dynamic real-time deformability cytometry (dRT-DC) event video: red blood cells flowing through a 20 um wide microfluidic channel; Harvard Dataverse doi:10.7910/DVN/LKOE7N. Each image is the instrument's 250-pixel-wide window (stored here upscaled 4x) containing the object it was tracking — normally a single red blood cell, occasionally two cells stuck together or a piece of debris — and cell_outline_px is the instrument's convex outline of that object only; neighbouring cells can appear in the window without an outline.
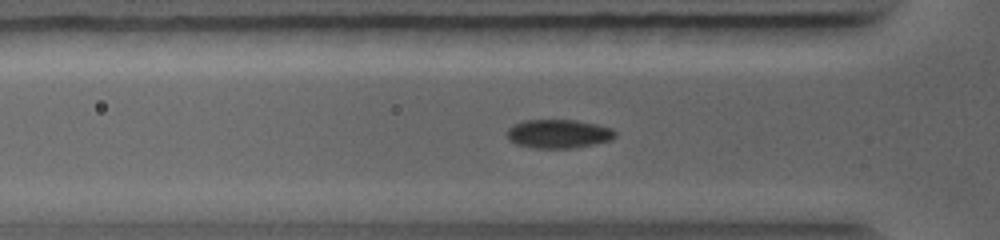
{"species": "common noctule bat (a hibernating species)", "species_latin": "Nyctalus noctula", "temperature_condition": "warm", "stored_images_in_passage": 32, "camera_frame_rate_fps": 5000, "um_per_image_px": 0.085, "animal": {"sex": "female", "body_mass_g": 19.0, "forearm_length_mm": 56.7}, "frame": {"image": 1, "passage_image": 8, "time_ms": 2.6, "image_size_px": [1000, 240], "cell_outline_px": [[616, 136], [612, 140], [572, 148], [536, 148], [516, 144], [508, 140], [508, 128], [524, 120], [576, 120], [596, 124], [612, 128], [616, 132]], "centroid_in_image_um": [47.49, 11.37], "position_along_channel_um": 78.3, "area_um2": 18.03}}
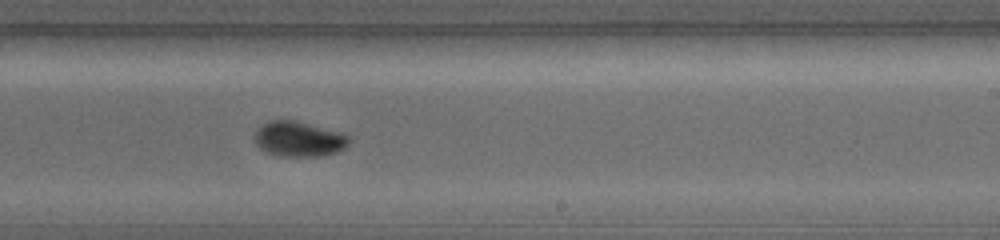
{"frame": {"image": 2, "passage_image": 18, "time_ms": 6.2, "image_size_px": [1000, 240], "cell_outline_px": [[348, 144], [344, 148], [336, 152], [320, 156], [280, 156], [268, 152], [260, 148], [256, 144], [256, 132], [268, 120], [292, 120], [340, 132], [348, 136]], "centroid_in_image_um": [25.4, 11.82], "position_along_channel_um": 263.6, "area_um2": 18.84}}
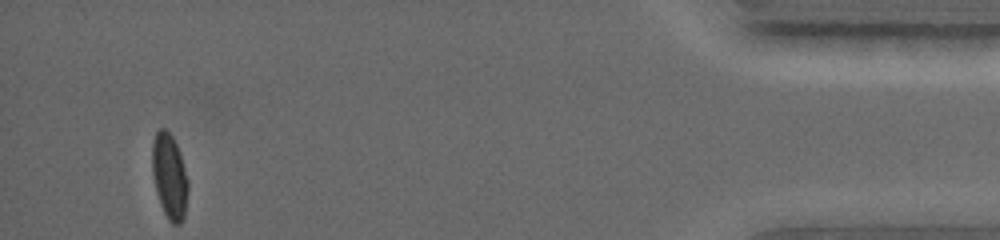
{"frame": {"image": 3, "passage_image": 32, "time_ms": 11.0, "image_size_px": [1000, 240], "cell_outline_px": [[188, 188], [184, 216], [180, 224], [172, 224], [168, 220], [160, 204], [156, 192], [152, 172], [152, 144], [156, 132], [160, 128], [164, 128], [172, 136], [176, 144], [188, 180]], "centroid_in_image_um": [14.39, 15.0], "position_along_channel_um": 420.8, "area_um2": 17.63}}